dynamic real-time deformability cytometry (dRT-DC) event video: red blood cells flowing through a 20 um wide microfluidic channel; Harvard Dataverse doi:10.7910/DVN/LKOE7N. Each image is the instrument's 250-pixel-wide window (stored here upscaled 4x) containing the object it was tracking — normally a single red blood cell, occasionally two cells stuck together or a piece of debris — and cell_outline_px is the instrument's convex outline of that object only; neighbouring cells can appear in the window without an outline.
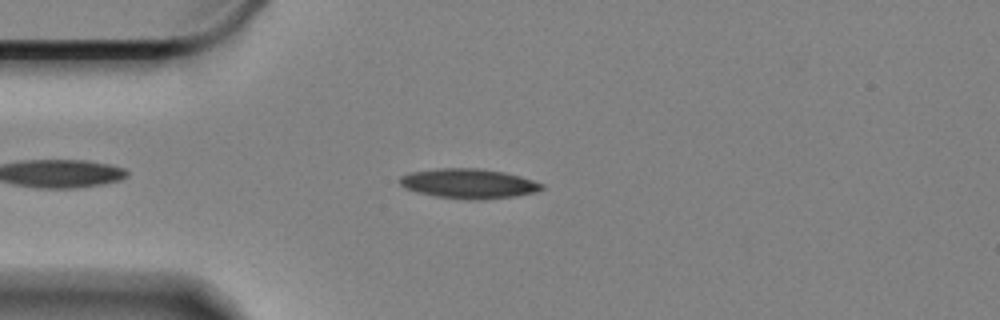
{"species": "Egyptian fruit bat (a non-hibernating species)", "species_latin": "Rousettus aegyptiacus", "temperature_condition": "cold", "stored_images_in_passage": 49, "camera_frame_rate_fps": 3000, "um_per_image_px": 0.085, "animal": {"sex": "female"}, "frame": {"image": 1, "passage_image": 8, "time_ms": 2.333, "image_size_px": [1000, 320], "cell_outline_px": [[544, 188], [536, 192], [516, 196], [480, 200], [472, 200], [436, 196], [416, 192], [404, 188], [400, 184], [400, 176], [408, 172], [436, 168], [480, 168], [504, 172], [520, 176], [544, 184]], "centroid_in_image_um": [39.82, 15.6], "position_along_channel_um": 45.2, "area_um2": 24.8}}
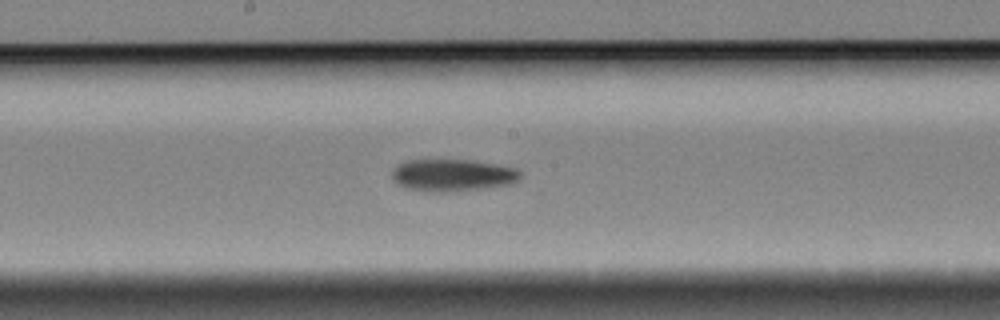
{"frame": {"image": 2, "passage_image": 24, "time_ms": 7.667, "image_size_px": [1000, 320], "cell_outline_px": [[520, 180], [512, 184], [484, 188], [440, 192], [432, 192], [408, 188], [400, 184], [392, 176], [392, 168], [396, 164], [408, 160], [472, 160], [516, 168], [520, 172]], "centroid_in_image_um": [38.48, 14.88], "position_along_channel_um": 209.7, "area_um2": 23.87}}
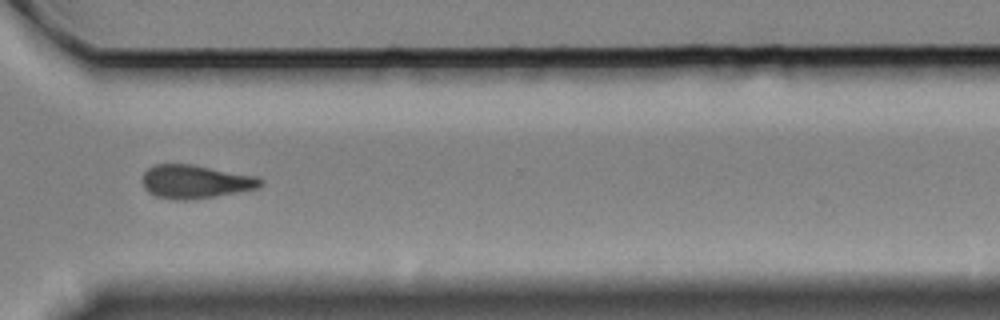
{"frame": {"image": 3, "passage_image": 37, "time_ms": 12.0, "image_size_px": [1000, 320], "cell_outline_px": [[264, 184], [260, 188], [216, 196], [188, 200], [176, 200], [156, 196], [148, 192], [144, 188], [144, 172], [148, 168], [156, 164], [192, 164], [256, 176], [264, 180]], "centroid_in_image_um": [16.65, 15.44], "position_along_channel_um": 354.0, "area_um2": 23.06}, "authors_computed_cell_mechanics": {"area_um2": 23.698, "velocity_mm_per_s": 3.3252, "shape_relaxation_time_tau1_ms": 6.8154, "shape_relaxation_time_tau2_ms": null, "deformation_change_tau1": 0.1324, "deformation_change_tau2": null}}